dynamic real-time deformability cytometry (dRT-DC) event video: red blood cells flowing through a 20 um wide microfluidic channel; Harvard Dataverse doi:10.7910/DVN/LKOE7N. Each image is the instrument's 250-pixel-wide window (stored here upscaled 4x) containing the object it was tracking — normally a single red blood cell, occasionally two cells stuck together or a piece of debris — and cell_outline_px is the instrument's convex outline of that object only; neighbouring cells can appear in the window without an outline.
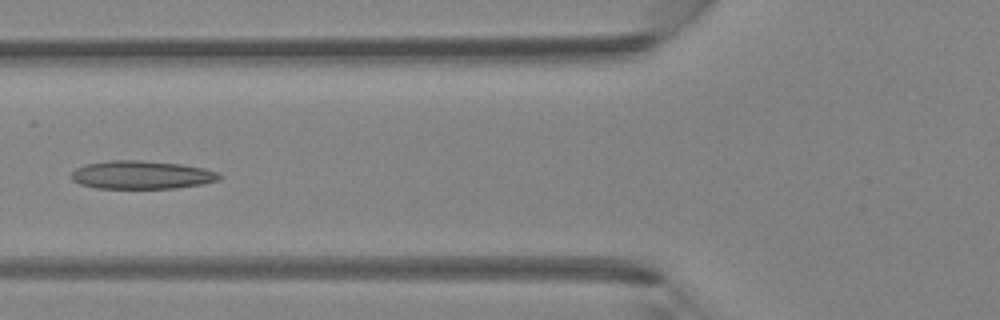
{"species": "Egyptian fruit bat (a non-hibernating species)", "species_latin": "Rousettus aegyptiacus", "temperature_condition": "room temperature", "stored_images_in_passage": 5, "camera_frame_rate_fps": 3000, "um_per_image_px": 0.085, "animal": {"sex": "female"}, "frame": {"image": 1, "passage_image": 5, "time_ms": 1.333, "image_size_px": [1000, 320], "cell_outline_px": [[224, 176], [220, 180], [200, 184], [176, 188], [96, 188], [80, 184], [72, 180], [72, 172], [76, 168], [84, 164], [108, 160], [140, 160], [180, 164], [204, 168], [220, 172]], "centroid_in_image_um": [12.06, 14.86], "position_along_channel_um": 113.7, "area_um2": 24.51}}